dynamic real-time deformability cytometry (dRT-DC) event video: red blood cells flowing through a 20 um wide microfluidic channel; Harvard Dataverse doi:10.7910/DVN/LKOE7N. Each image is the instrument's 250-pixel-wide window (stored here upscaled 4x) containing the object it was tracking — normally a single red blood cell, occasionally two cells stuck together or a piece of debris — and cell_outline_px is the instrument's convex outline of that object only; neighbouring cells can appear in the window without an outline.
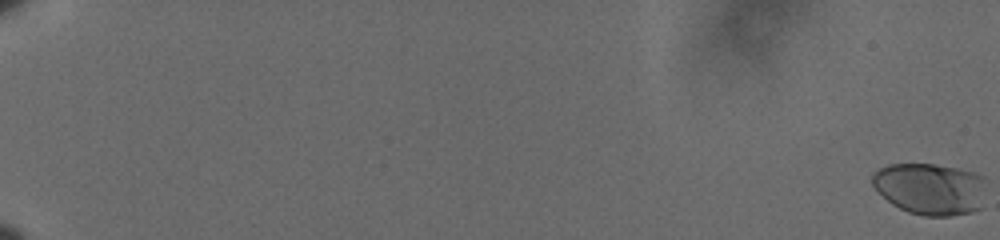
{"species": "human", "species_latin": "Homo sapiens", "temperature_condition": "cold", "stored_images_in_passage": 63, "camera_frame_rate_fps": 3000, "um_per_image_px": 0.085, "donor": {"sex": "male"}, "frame": {"image": 1, "passage_image": 1, "time_ms": 0.0, "image_size_px": [1000, 240], "cell_outline_px": [[984, 176], [980, 208], [972, 212], [948, 216], [924, 216], [908, 212], [892, 204], [872, 184], [872, 172], [888, 164], [932, 164], [956, 168], [972, 172]], "centroid_in_image_um": [79.03, 16.04], "position_along_channel_um": 6.0, "area_um2": 33.99}}
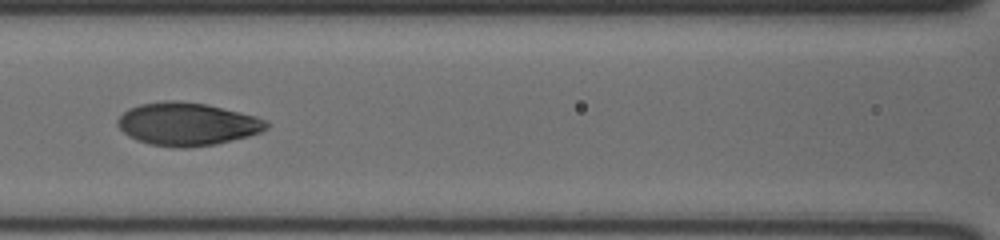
{"frame": {"image": 2, "passage_image": 34, "time_ms": 11.0, "image_size_px": [1000, 240], "cell_outline_px": [[268, 128], [260, 132], [248, 136], [216, 144], [188, 148], [176, 148], [148, 144], [136, 140], [128, 136], [116, 124], [116, 120], [128, 108], [140, 104], [164, 100], [180, 100], [208, 104], [256, 116], [264, 120], [268, 124]], "centroid_in_image_um": [15.88, 10.54], "position_along_channel_um": 150.7, "area_um2": 37.51}}
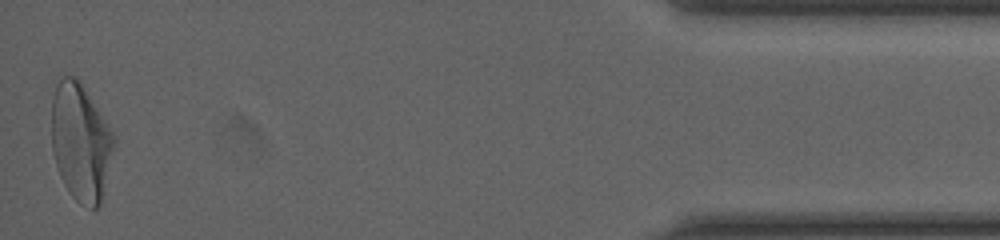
{"frame": {"image": 3, "passage_image": 63, "time_ms": 20.667, "image_size_px": [1000, 240], "cell_outline_px": [[116, 140], [100, 204], [96, 208], [92, 208], [80, 204], [68, 192], [60, 176], [56, 164], [52, 148], [52, 100], [56, 84], [64, 76], [76, 76], [80, 80], [112, 132]], "centroid_in_image_um": [6.85, 12.07], "position_along_channel_um": 428.4, "area_um2": 42.37}, "authors_computed_cell_mechanics": {"area_um2": 36.2406, "velocity_mm_per_s": 3.5878, "shape_relaxation_time_tau1_ms": 4.0426, "shape_relaxation_time_tau2_ms": 0.7792, "deformation_change_tau1": 0.1829, "deformation_change_tau2": 0.0503}}